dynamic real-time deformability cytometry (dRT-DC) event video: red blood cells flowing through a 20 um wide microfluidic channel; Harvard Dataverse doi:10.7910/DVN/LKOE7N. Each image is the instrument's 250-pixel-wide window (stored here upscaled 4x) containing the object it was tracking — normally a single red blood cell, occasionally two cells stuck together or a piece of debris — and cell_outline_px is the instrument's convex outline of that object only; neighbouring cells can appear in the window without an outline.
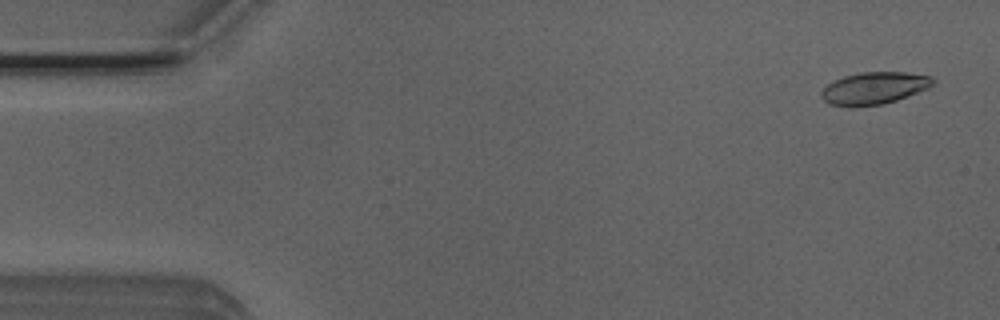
{"species": "Egyptian fruit bat (a non-hibernating species)", "species_latin": "Rousettus aegyptiacus", "temperature_condition": "room temperature", "stored_images_in_passage": 52, "camera_frame_rate_fps": 3000, "um_per_image_px": 0.085, "animal": {"sex": "male"}, "frame": {"image": 1, "passage_image": 2, "time_ms": 0.333, "image_size_px": [1000, 320], "cell_outline_px": [[936, 80], [928, 88], [896, 100], [884, 104], [852, 108], [828, 104], [820, 96], [820, 92], [828, 84], [844, 76], [860, 72], [904, 72], [932, 76]], "centroid_in_image_um": [74.27, 7.51], "position_along_channel_um": 10.7, "area_um2": 21.1}}
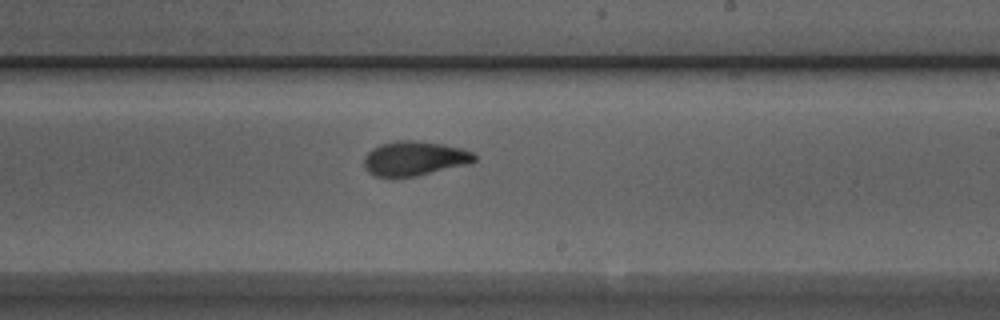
{"frame": {"image": 2, "passage_image": 30, "time_ms": 9.667, "image_size_px": [1000, 320], "cell_outline_px": [[476, 160], [472, 164], [416, 176], [376, 176], [368, 172], [364, 168], [364, 156], [372, 148], [380, 144], [400, 140], [416, 140], [444, 144], [464, 148], [472, 152], [476, 156]], "centroid_in_image_um": [35.27, 13.46], "position_along_channel_um": 253.7, "area_um2": 22.43}}
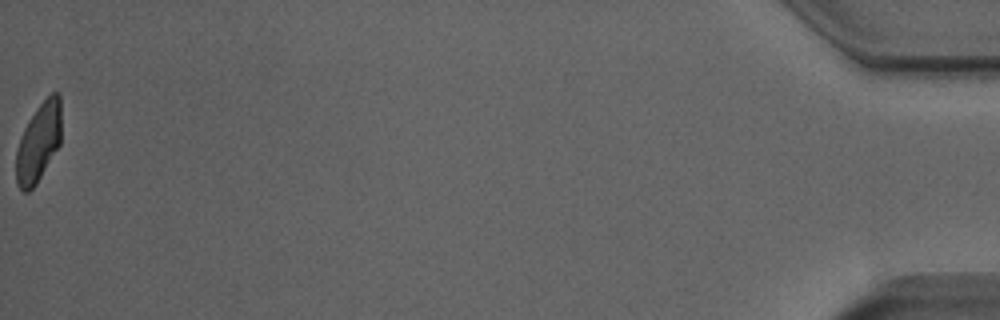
{"frame": {"image": 3, "passage_image": 52, "time_ms": 17.0, "image_size_px": [1000, 320], "cell_outline_px": [[60, 144], [36, 184], [28, 192], [24, 192], [16, 184], [16, 152], [20, 136], [28, 120], [36, 108], [52, 92], [60, 92]], "centroid_in_image_um": [3.26, 12.1], "position_along_channel_um": 431.9, "area_um2": 20.69}, "authors_computed_cell_mechanics": {"area_um2": 21.964, "velocity_mm_per_s": 3.906, "shape_relaxation_time_tau1_ms": 4.6409, "shape_relaxation_time_tau2_ms": 1.4193, "deformation_change_tau1": 0.1789, "deformation_change_tau2": 0.0759}}